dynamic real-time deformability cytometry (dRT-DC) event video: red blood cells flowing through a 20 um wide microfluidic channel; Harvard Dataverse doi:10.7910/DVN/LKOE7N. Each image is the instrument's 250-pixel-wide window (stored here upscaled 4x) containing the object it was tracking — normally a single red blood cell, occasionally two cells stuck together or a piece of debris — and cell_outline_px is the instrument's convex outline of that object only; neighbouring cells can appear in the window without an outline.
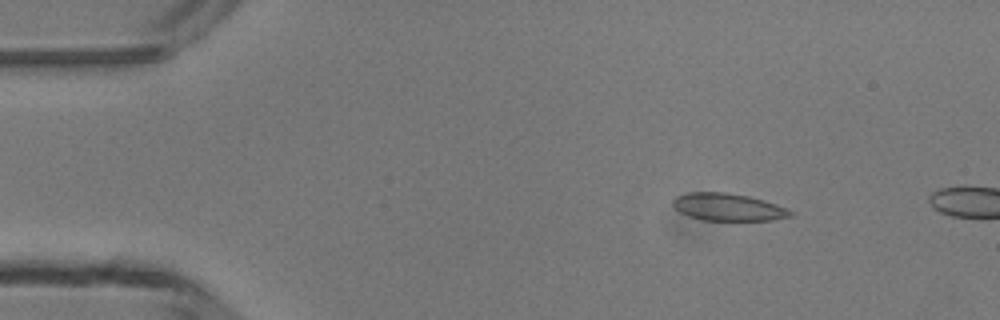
{"species": "common noctule bat (a hibernating species)", "species_latin": "Nyctalus noctula", "temperature_condition": "room temperature", "stored_images_in_passage": 4, "camera_frame_rate_fps": 3000, "um_per_image_px": 0.085, "animal": {"sex": "male", "body_mass_g": 13.3}, "frame": {"image": 1, "passage_image": 2, "time_ms": 1.333, "image_size_px": [1000, 320], "cell_outline_px": [[792, 216], [772, 220], [700, 220], [688, 216], [680, 212], [672, 204], [672, 200], [676, 196], [688, 192], [724, 192], [748, 196], [764, 200], [776, 204], [792, 212]], "centroid_in_image_um": [61.84, 17.6], "position_along_channel_um": 23.2, "area_um2": 18.67}}